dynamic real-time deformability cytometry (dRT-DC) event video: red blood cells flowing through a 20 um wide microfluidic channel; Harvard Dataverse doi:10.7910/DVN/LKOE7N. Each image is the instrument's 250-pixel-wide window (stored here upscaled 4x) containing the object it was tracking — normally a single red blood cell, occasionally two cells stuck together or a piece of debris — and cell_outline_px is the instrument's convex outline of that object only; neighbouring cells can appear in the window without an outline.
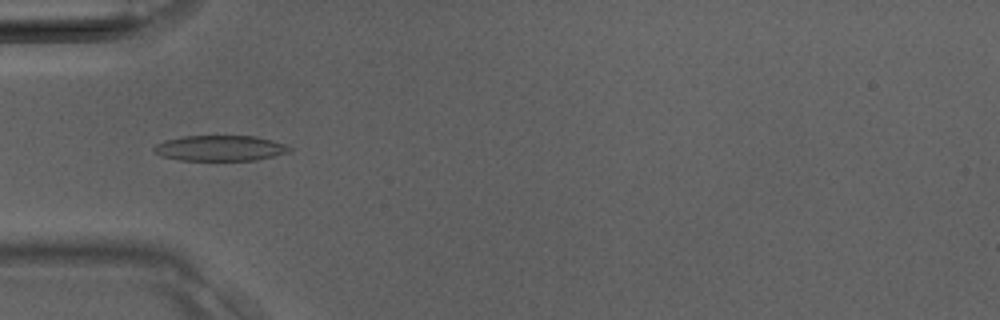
{"species": "Egyptian fruit bat (a non-hibernating species)", "species_latin": "Rousettus aegyptiacus", "temperature_condition": "room temperature", "stored_images_in_passage": 10, "camera_frame_rate_fps": 3000, "um_per_image_px": 0.085, "animal": {"sex": "male"}, "frame": {"image": 1, "passage_image": 1, "time_ms": 0.0, "image_size_px": [1000, 320], "cell_outline_px": [[292, 152], [256, 160], [180, 160], [160, 156], [152, 148], [156, 144], [164, 140], [184, 136], [256, 136], [272, 140], [284, 144], [292, 148]], "centroid_in_image_um": [18.72, 12.59], "position_along_channel_um": 66.3, "area_um2": 20.23}}